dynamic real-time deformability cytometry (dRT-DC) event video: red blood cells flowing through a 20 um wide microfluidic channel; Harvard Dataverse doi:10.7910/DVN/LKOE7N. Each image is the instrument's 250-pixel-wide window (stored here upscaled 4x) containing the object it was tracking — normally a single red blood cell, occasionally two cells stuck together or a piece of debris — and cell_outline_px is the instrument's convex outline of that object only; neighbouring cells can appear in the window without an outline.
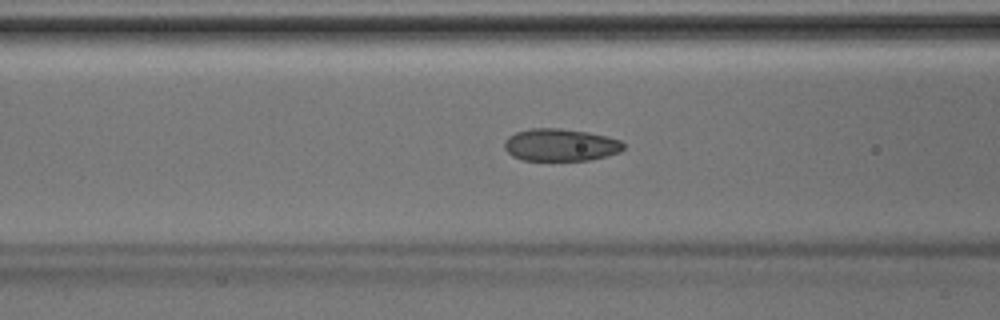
{"species": "Egyptian fruit bat (a non-hibernating species)", "species_latin": "Rousettus aegyptiacus", "temperature_condition": "room temperature", "stored_images_in_passage": 37, "camera_frame_rate_fps": 3000, "um_per_image_px": 0.085, "animal": {"sex": "male"}, "frame": {"image": 1, "passage_image": 11, "time_ms": 3.333, "image_size_px": [1000, 320], "cell_outline_px": [[624, 148], [620, 152], [588, 160], [524, 160], [512, 156], [504, 148], [504, 140], [508, 136], [516, 132], [532, 128], [560, 128], [588, 132], [608, 136], [620, 140], [624, 144]], "centroid_in_image_um": [47.63, 12.31], "position_along_channel_um": 119.0, "area_um2": 22.48}}
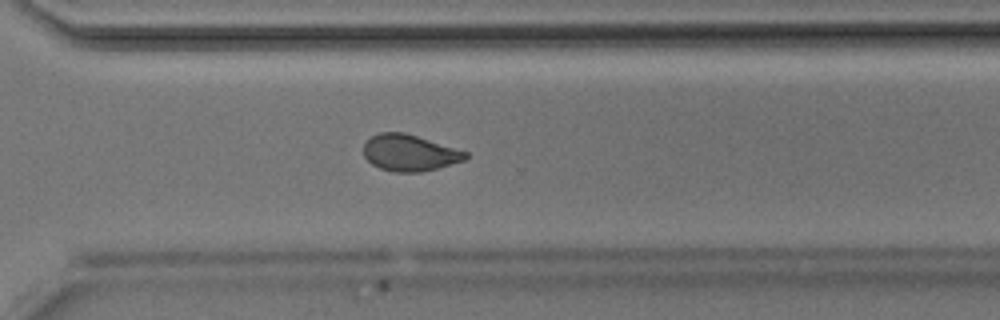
{"frame": {"image": 2, "passage_image": 25, "time_ms": 8.0, "image_size_px": [1000, 320], "cell_outline_px": [[468, 156], [464, 160], [436, 168], [420, 172], [392, 172], [380, 168], [372, 164], [364, 156], [364, 144], [372, 136], [380, 132], [404, 132], [468, 152]], "centroid_in_image_um": [34.79, 12.99], "position_along_channel_um": 335.8, "area_um2": 21.39}}
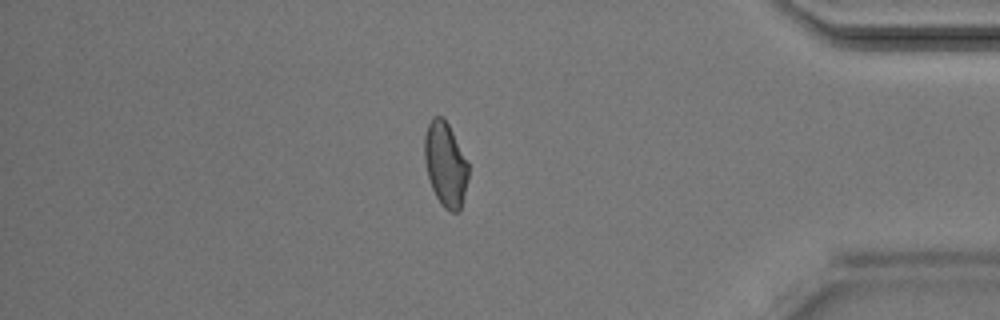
{"frame": {"image": 3, "passage_image": 31, "time_ms": 10.0, "image_size_px": [1000, 320], "cell_outline_px": [[468, 180], [460, 212], [452, 212], [444, 208], [440, 204], [432, 188], [428, 176], [424, 156], [424, 136], [428, 124], [432, 116], [440, 116], [448, 124], [468, 160]], "centroid_in_image_um": [37.87, 13.98], "position_along_channel_um": 397.3, "area_um2": 21.68}}